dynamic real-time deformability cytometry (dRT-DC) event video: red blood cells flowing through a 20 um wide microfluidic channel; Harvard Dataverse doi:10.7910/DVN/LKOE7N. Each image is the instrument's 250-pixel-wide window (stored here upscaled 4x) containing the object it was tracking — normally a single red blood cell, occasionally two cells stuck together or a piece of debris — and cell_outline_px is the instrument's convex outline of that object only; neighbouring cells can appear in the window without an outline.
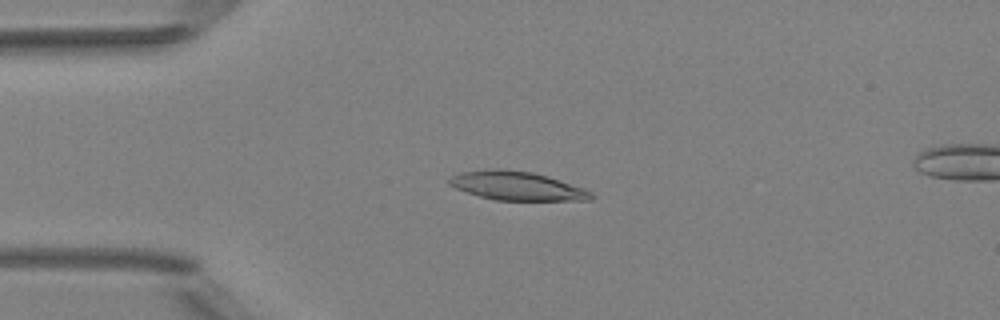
{"species": "Egyptian fruit bat (a non-hibernating species)", "species_latin": "Rousettus aegyptiacus", "temperature_condition": "room temperature", "stored_images_in_passage": 5, "camera_frame_rate_fps": 3000, "um_per_image_px": 0.085, "animal": {"sex": "female"}, "frame": {"image": 1, "passage_image": 2, "time_ms": 1.0, "image_size_px": [1000, 320], "cell_outline_px": [[596, 196], [592, 200], [496, 200], [480, 196], [456, 188], [448, 184], [448, 180], [452, 176], [464, 172], [496, 168], [500, 168], [532, 172], [548, 176], [584, 188], [592, 192]], "centroid_in_image_um": [43.99, 15.8], "position_along_channel_um": 41.0, "area_um2": 23.64}}
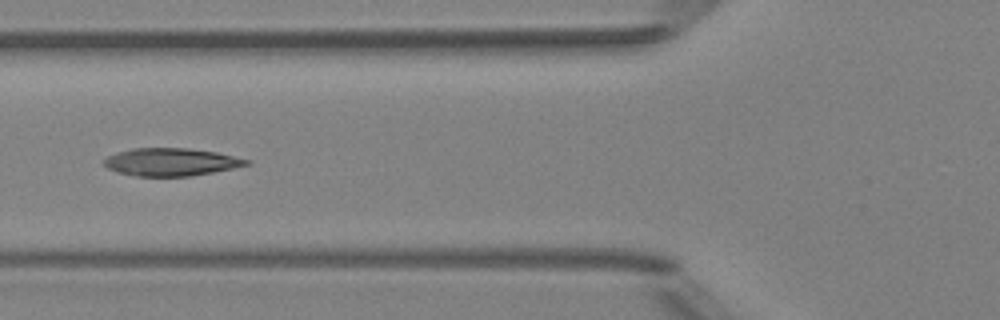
{"frame": {"image": 2, "passage_image": 4, "time_ms": 3.333, "image_size_px": [1000, 320], "cell_outline_px": [[252, 160], [248, 164], [232, 168], [192, 176], [136, 176], [116, 172], [108, 168], [104, 164], [104, 160], [108, 156], [116, 152], [132, 148], [188, 148], [216, 152]], "centroid_in_image_um": [14.52, 13.76], "position_along_channel_um": 111.3, "area_um2": 22.95}}
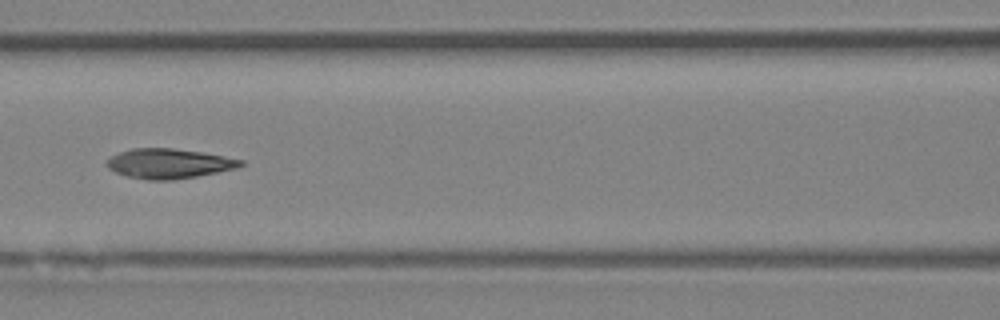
{"frame": {"image": 3, "passage_image": 5, "time_ms": 4.333, "image_size_px": [1000, 320], "cell_outline_px": [[244, 164], [236, 168], [196, 176], [172, 180], [148, 180], [128, 176], [116, 172], [108, 168], [104, 164], [104, 160], [120, 152], [132, 148], [172, 148], [200, 152], [224, 156], [244, 160]], "centroid_in_image_um": [14.32, 13.9], "position_along_channel_um": 152.3, "area_um2": 23.12}}